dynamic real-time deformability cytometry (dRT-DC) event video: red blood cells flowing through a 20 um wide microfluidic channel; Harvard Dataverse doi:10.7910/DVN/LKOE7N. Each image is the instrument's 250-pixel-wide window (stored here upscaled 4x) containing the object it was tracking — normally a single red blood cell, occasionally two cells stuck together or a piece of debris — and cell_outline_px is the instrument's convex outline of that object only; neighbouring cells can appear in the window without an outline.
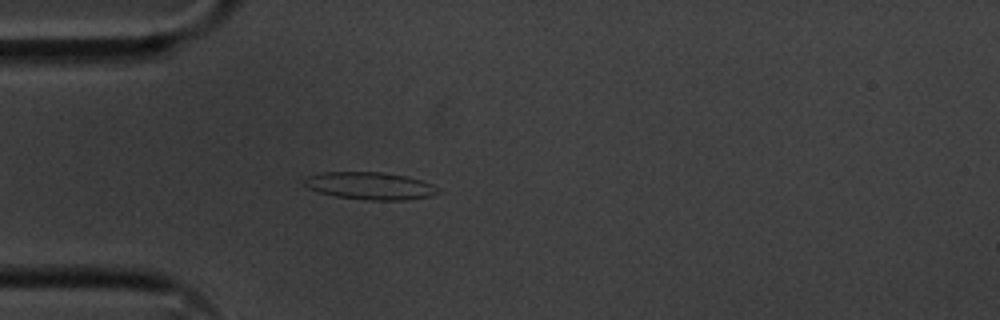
{"species": "common noctule bat (a hibernating species)", "species_latin": "Nyctalus noctula", "temperature_condition": "cold", "stored_images_in_passage": 40, "camera_frame_rate_fps": 3000, "um_per_image_px": 0.085, "animal": {"sex": "male", "body_mass_g": 20.1, "forearm_length_mm": 53.5}, "frame": {"image": 1, "passage_image": 2, "time_ms": 0.333, "image_size_px": [1000, 320], "cell_outline_px": [[440, 192], [428, 196], [404, 200], [368, 200], [336, 196], [320, 192], [308, 188], [300, 184], [300, 180], [308, 176], [324, 172], [380, 172], [408, 176], [432, 184]], "centroid_in_image_um": [31.38, 15.79], "position_along_channel_um": 53.6, "area_um2": 21.33}}
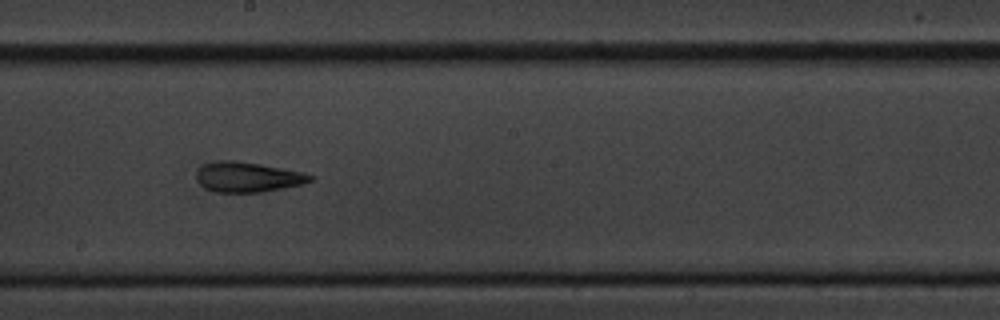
{"frame": {"image": 2, "passage_image": 17, "time_ms": 5.333, "image_size_px": [1000, 320], "cell_outline_px": [[312, 180], [304, 184], [264, 192], [216, 192], [204, 188], [196, 180], [196, 172], [204, 164], [216, 160], [236, 160], [260, 164], [304, 172], [312, 176]], "centroid_in_image_um": [21.04, 15.05], "position_along_channel_um": 227.2, "area_um2": 20.11}}
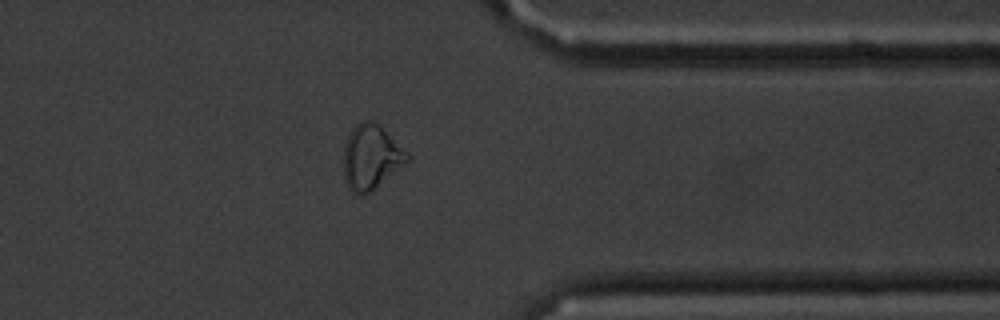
{"frame": {"image": 3, "passage_image": 28, "time_ms": 9.0, "image_size_px": [1000, 320], "cell_outline_px": [[412, 160], [368, 192], [356, 196], [348, 188], [344, 172], [344, 148], [348, 136], [352, 128], [356, 124], [364, 120], [372, 120], [408, 152], [412, 156]], "centroid_in_image_um": [31.56, 13.36], "position_along_channel_um": 379.8, "area_um2": 23.7}}